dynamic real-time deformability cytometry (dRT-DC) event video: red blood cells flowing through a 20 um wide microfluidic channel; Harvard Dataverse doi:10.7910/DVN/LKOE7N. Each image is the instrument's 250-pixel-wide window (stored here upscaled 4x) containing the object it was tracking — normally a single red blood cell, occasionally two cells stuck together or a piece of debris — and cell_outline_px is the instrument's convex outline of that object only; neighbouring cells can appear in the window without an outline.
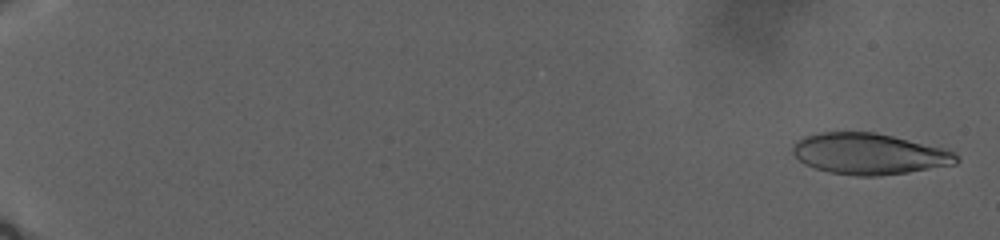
{"species": "human", "species_latin": "Homo sapiens", "temperature_condition": "warm", "stored_images_in_passage": 125, "camera_frame_rate_fps": 3000, "um_per_image_px": 0.085, "donor": {"sex": "male"}, "frame": {"image": 1, "passage_image": 6, "time_ms": 0.667, "image_size_px": [1000, 240], "cell_outline_px": [[960, 160], [956, 164], [908, 172], [880, 176], [856, 176], [828, 172], [804, 164], [792, 152], [792, 148], [796, 140], [804, 136], [820, 132], [876, 132], [944, 148], [956, 152], [960, 156]], "centroid_in_image_um": [73.9, 13.08], "position_along_channel_um": 11.1, "area_um2": 39.42}}
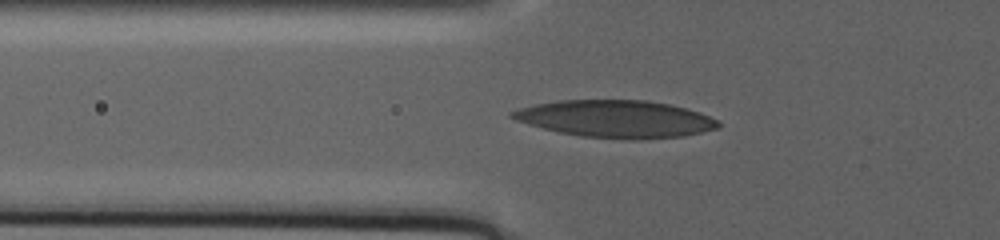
{"frame": {"image": 2, "passage_image": 100, "time_ms": 15.333, "image_size_px": [1000, 240], "cell_outline_px": [[720, 128], [684, 136], [640, 140], [632, 140], [580, 136], [560, 132], [528, 124], [516, 120], [508, 116], [508, 112], [520, 108], [536, 104], [560, 100], [648, 100], [668, 104], [700, 112], [716, 120], [720, 124]], "centroid_in_image_um": [52.35, 10.11], "position_along_channel_um": 73.5, "area_um2": 44.8}}
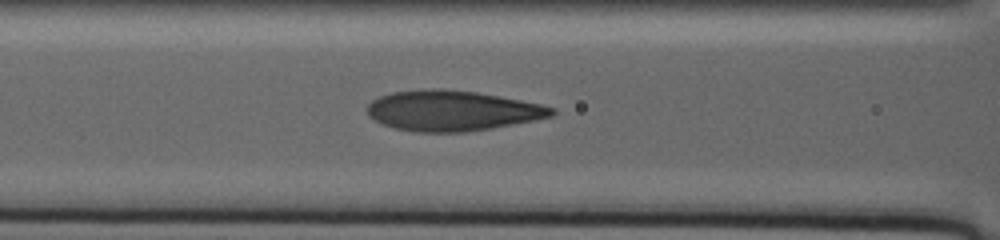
{"frame": {"image": 3, "passage_image": 123, "time_ms": 18.333, "image_size_px": [1000, 240], "cell_outline_px": [[556, 112], [552, 116], [536, 120], [464, 132], [416, 132], [396, 128], [380, 124], [368, 116], [368, 104], [372, 100], [380, 96], [392, 92], [420, 88], [444, 88], [476, 92], [520, 100], [540, 104], [556, 108]], "centroid_in_image_um": [38.4, 9.4], "position_along_channel_um": 128.2, "area_um2": 43.47}}